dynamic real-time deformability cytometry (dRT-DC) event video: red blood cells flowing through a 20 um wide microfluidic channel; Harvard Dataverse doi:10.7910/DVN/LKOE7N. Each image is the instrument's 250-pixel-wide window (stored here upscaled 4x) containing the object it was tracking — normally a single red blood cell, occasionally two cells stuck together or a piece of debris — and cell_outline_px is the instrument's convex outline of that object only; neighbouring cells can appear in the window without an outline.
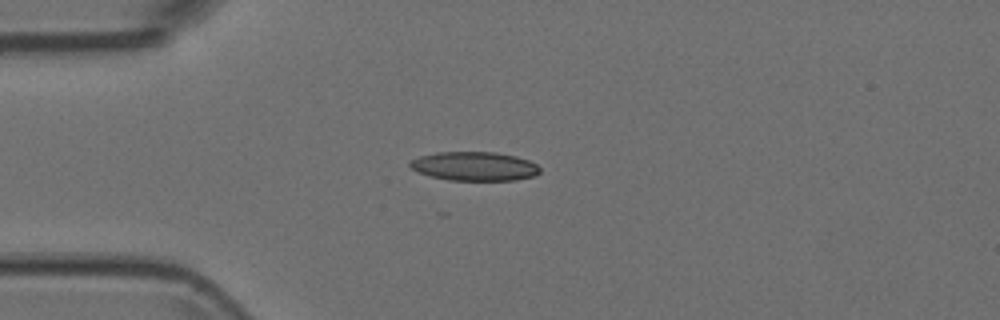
{"species": "Egyptian fruit bat (a non-hibernating species)", "species_latin": "Rousettus aegyptiacus", "temperature_condition": "room temperature", "stored_images_in_passage": 41, "camera_frame_rate_fps": 3000, "um_per_image_px": 0.085, "animal": {"sex": "female"}, "frame": {"image": 1, "passage_image": 1, "time_ms": 0.0, "image_size_px": [1000, 320], "cell_outline_px": [[540, 172], [536, 176], [516, 180], [448, 180], [432, 176], [420, 172], [412, 168], [408, 164], [412, 160], [420, 156], [436, 152], [496, 152], [516, 156], [528, 160], [536, 164], [540, 168]], "centroid_in_image_um": [40.37, 14.13], "position_along_channel_um": 44.6, "area_um2": 21.85}}
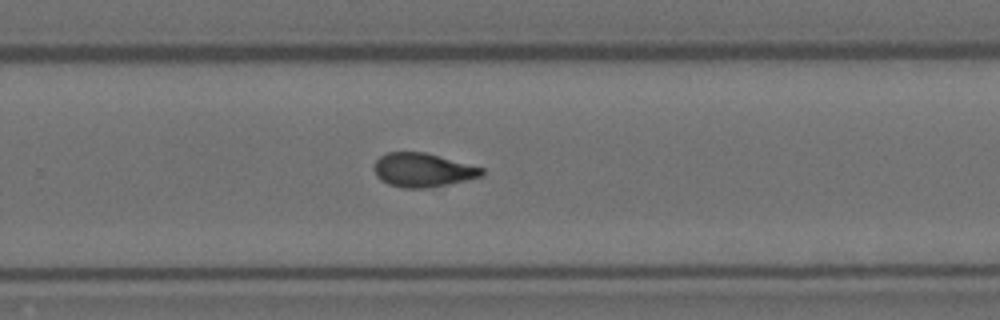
{"frame": {"image": 2, "passage_image": 22, "time_ms": 7.0, "image_size_px": [1000, 320], "cell_outline_px": [[484, 172], [480, 176], [448, 184], [424, 188], [404, 188], [388, 184], [380, 180], [376, 176], [376, 160], [380, 156], [388, 152], [424, 152], [484, 168]], "centroid_in_image_um": [35.91, 14.45], "position_along_channel_um": 293.9, "area_um2": 20.87}}
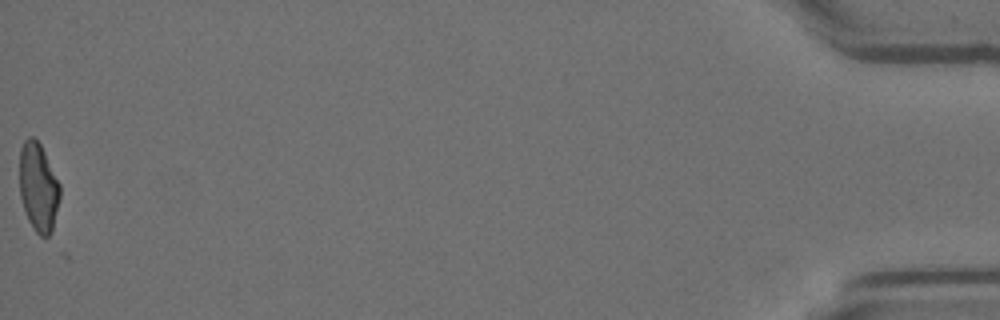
{"frame": {"image": 3, "passage_image": 41, "time_ms": 13.333, "image_size_px": [1000, 320], "cell_outline_px": [[60, 196], [52, 228], [48, 236], [40, 236], [36, 232], [28, 220], [20, 196], [20, 148], [24, 140], [28, 136], [32, 136], [40, 144], [60, 184]], "centroid_in_image_um": [3.25, 15.89], "position_along_channel_um": 432.0, "area_um2": 20.58}}